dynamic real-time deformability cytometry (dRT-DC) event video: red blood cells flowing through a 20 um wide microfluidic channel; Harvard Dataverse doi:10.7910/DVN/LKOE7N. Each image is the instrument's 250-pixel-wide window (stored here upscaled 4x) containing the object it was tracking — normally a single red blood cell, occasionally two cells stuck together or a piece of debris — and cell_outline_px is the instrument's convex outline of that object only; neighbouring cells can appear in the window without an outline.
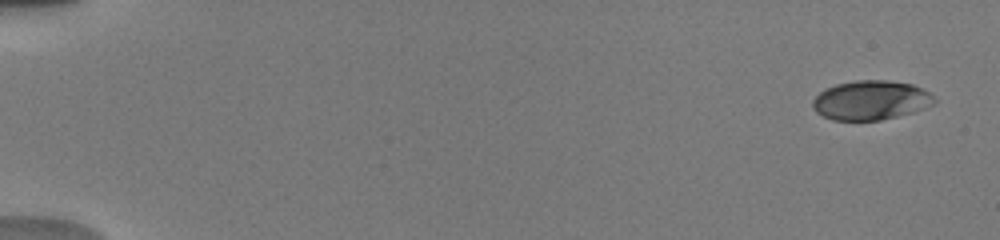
{"species": "human", "species_latin": "Homo sapiens", "temperature_condition": "warm", "stored_images_in_passage": 27, "camera_frame_rate_fps": 3000, "um_per_image_px": 0.085, "donor": {"sex": "male"}, "frame": {"image": 1, "passage_image": 4, "time_ms": 0.667, "image_size_px": [1000, 240], "cell_outline_px": [[936, 100], [932, 104], [924, 108], [912, 112], [880, 120], [832, 120], [816, 112], [812, 108], [812, 100], [824, 88], [836, 84], [856, 80], [888, 80], [912, 84], [928, 92]], "centroid_in_image_um": [73.97, 8.51], "position_along_channel_um": 11.0, "area_um2": 27.74}}
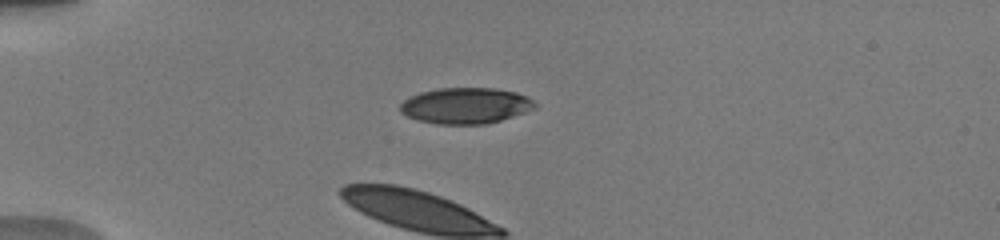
{"frame": {"image": 2, "passage_image": 21, "time_ms": 5.0, "image_size_px": [1000, 240], "cell_outline_px": [[536, 108], [500, 120], [484, 124], [436, 124], [420, 120], [408, 116], [400, 112], [400, 104], [408, 96], [420, 92], [436, 88], [496, 88], [516, 92], [528, 96], [536, 104]], "centroid_in_image_um": [39.56, 8.97], "position_along_channel_um": 45.4, "area_um2": 28.26}}